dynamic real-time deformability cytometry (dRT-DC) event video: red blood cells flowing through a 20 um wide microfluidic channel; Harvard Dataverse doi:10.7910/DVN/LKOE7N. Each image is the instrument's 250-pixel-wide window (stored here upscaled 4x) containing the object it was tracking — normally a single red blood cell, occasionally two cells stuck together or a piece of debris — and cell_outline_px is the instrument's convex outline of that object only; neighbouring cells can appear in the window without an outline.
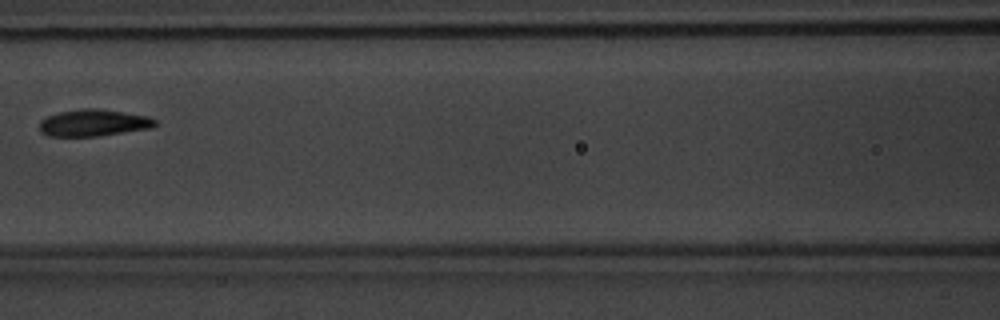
{"species": "common noctule bat (a hibernating species)", "species_latin": "Nyctalus noctula", "temperature_condition": "warm", "stored_images_in_passage": 7, "camera_frame_rate_fps": 3000, "um_per_image_px": 0.085, "animal": {"sex": "male", "body_mass_g": 20.1, "forearm_length_mm": 53.5}, "frame": {"image": 1, "passage_image": 6, "time_ms": 6.0, "image_size_px": [1000, 320], "cell_outline_px": [[156, 124], [152, 128], [96, 136], [48, 136], [40, 132], [40, 120], [48, 116], [60, 112], [80, 108], [96, 108], [148, 116], [156, 120]], "centroid_in_image_um": [7.93, 10.44], "position_along_channel_um": 158.7, "area_um2": 17.98}}
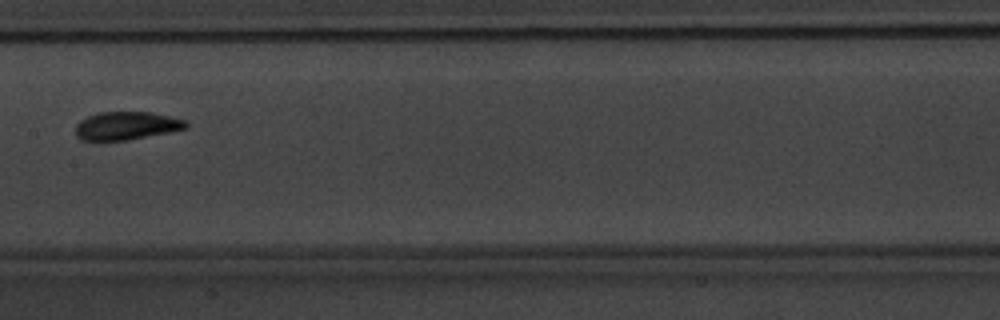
{"frame": {"image": 2, "passage_image": 7, "time_ms": 7.0, "image_size_px": [1000, 320], "cell_outline_px": [[188, 128], [128, 140], [80, 140], [76, 136], [76, 124], [80, 120], [88, 116], [100, 112], [152, 112], [188, 120]], "centroid_in_image_um": [10.77, 10.68], "position_along_channel_um": 196.6, "area_um2": 18.15}}